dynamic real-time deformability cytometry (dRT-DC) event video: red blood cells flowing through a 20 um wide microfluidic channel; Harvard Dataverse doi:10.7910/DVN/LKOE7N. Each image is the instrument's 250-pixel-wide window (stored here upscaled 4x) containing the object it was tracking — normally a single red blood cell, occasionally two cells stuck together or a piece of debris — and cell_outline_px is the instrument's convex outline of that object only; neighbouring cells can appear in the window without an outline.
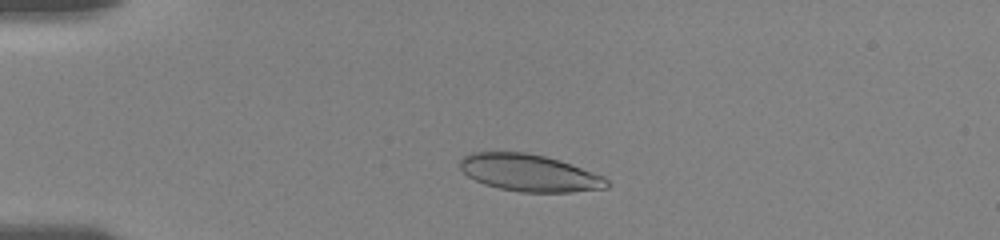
{"species": "human", "species_latin": "Homo sapiens", "temperature_condition": "room temperature", "stored_images_in_passage": 15, "camera_frame_rate_fps": 3000, "um_per_image_px": 0.085, "donor": {"sex": "female"}, "frame": {"image": 1, "passage_image": 7, "time_ms": 3.0, "image_size_px": [1000, 240], "cell_outline_px": [[612, 184], [608, 188], [572, 192], [520, 192], [500, 188], [484, 184], [468, 176], [460, 168], [460, 160], [468, 152], [528, 152], [560, 160], [604, 176]], "centroid_in_image_um": [45.02, 14.69], "position_along_channel_um": 40.0, "area_um2": 31.85}}
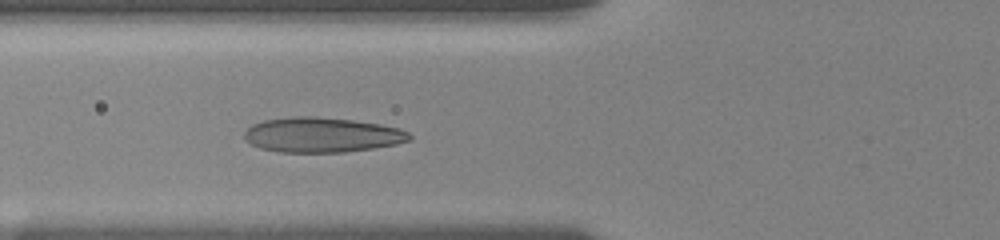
{"frame": {"image": 2, "passage_image": 13, "time_ms": 5.667, "image_size_px": [1000, 240], "cell_outline_px": [[412, 140], [396, 144], [372, 148], [344, 152], [280, 152], [260, 148], [244, 140], [244, 132], [252, 124], [264, 120], [292, 116], [316, 116], [352, 120], [380, 124], [400, 128], [408, 132], [412, 136]], "centroid_in_image_um": [27.36, 11.46], "position_along_channel_um": 98.4, "area_um2": 33.76}}
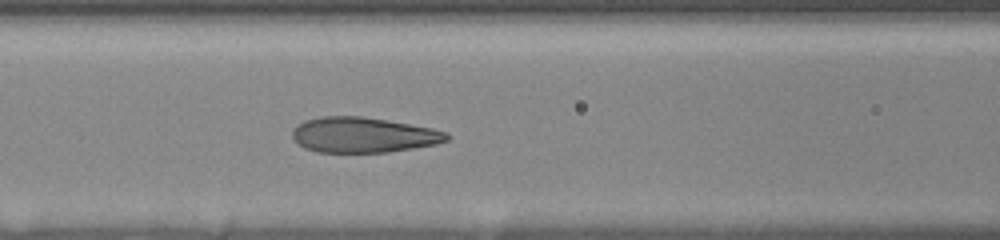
{"frame": {"image": 3, "passage_image": 15, "time_ms": 6.667, "image_size_px": [1000, 240], "cell_outline_px": [[448, 140], [436, 144], [388, 152], [316, 152], [304, 148], [292, 136], [292, 128], [304, 120], [320, 116], [360, 116], [432, 128], [448, 132]], "centroid_in_image_um": [30.84, 11.47], "position_along_channel_um": 135.8, "area_um2": 31.62}}